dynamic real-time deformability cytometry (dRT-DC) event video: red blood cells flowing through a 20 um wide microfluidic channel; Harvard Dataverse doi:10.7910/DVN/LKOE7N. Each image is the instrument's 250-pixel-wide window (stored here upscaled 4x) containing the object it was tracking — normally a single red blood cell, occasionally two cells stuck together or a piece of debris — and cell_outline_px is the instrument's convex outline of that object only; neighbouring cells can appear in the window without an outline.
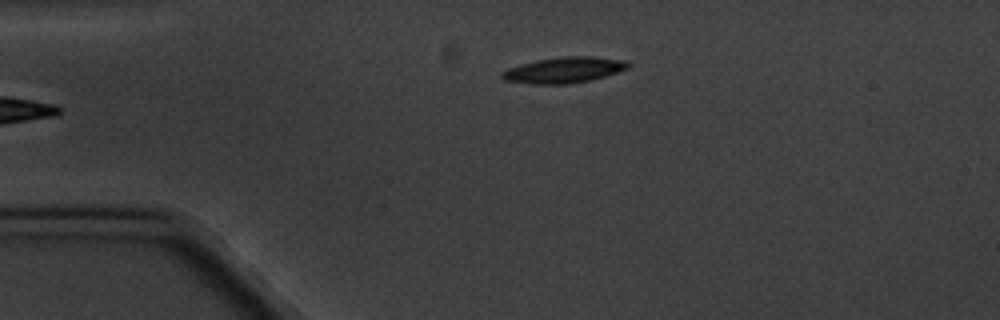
{"species": "common noctule bat (a hibernating species)", "species_latin": "Nyctalus noctula", "temperature_condition": "cold", "stored_images_in_passage": 5, "camera_frame_rate_fps": 3000, "um_per_image_px": 0.085, "animal": {"sex": "male", "body_mass_g": 20.1, "forearm_length_mm": 53.5}, "frame": {"image": 1, "passage_image": 5, "time_ms": 4.667, "image_size_px": [1000, 320], "cell_outline_px": [[632, 64], [628, 68], [592, 80], [568, 84], [528, 84], [504, 80], [500, 76], [500, 72], [508, 68], [536, 60], [560, 56], [592, 56], [628, 60]], "centroid_in_image_um": [47.94, 5.95], "position_along_channel_um": 37.1, "area_um2": 19.25}}